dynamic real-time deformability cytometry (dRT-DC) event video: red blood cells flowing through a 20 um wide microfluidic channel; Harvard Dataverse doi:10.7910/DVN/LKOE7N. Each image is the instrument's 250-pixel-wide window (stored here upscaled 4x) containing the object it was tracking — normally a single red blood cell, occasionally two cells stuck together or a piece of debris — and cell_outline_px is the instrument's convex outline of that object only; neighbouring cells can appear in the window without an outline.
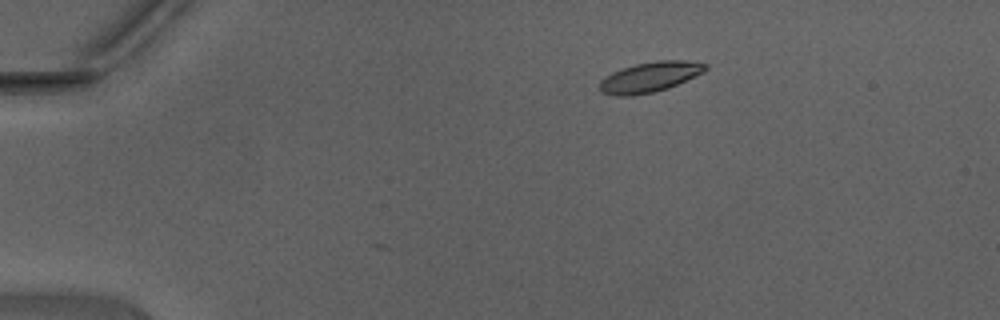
{"species": "Egyptian fruit bat (a non-hibernating species)", "species_latin": "Rousettus aegyptiacus", "temperature_condition": "warm", "stored_images_in_passage": 4, "camera_frame_rate_fps": 3000, "um_per_image_px": 0.085, "animal": {"sex": "male"}, "frame": {"image": 1, "passage_image": 1, "time_ms": 0.0, "image_size_px": [1000, 320], "cell_outline_px": [[708, 68], [704, 72], [668, 88], [652, 92], [632, 96], [616, 96], [600, 92], [600, 80], [604, 76], [612, 72], [636, 64], [656, 60], [684, 60], [708, 64]], "centroid_in_image_um": [55.23, 6.55], "position_along_channel_um": 29.8, "area_um2": 18.61}}